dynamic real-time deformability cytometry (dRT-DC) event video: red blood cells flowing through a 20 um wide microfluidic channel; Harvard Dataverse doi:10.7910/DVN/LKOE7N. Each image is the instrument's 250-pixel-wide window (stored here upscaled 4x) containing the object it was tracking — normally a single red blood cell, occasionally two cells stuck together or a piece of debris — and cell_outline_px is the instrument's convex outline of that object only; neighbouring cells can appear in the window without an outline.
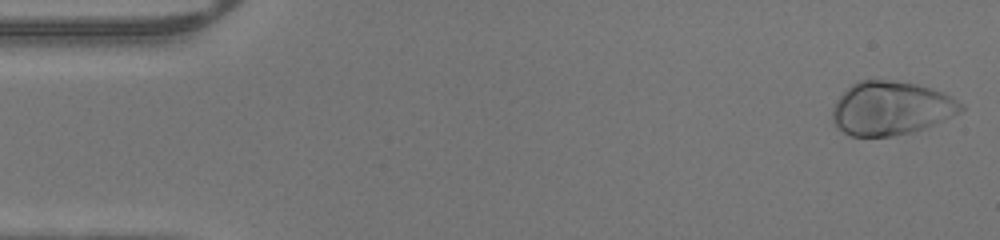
{"species": "human", "species_latin": "Homo sapiens", "temperature_condition": "warm", "stored_images_in_passage": 47, "camera_frame_rate_fps": 3000, "um_per_image_px": 0.085, "donor": {"sex": "male"}, "frame": {"image": 1, "passage_image": 1, "time_ms": 0.0, "image_size_px": [1000, 240], "cell_outline_px": [[964, 108], [960, 112], [952, 116], [924, 128], [912, 132], [892, 136], [848, 136], [836, 128], [832, 120], [832, 108], [836, 100], [852, 84], [860, 80], [892, 80], [916, 84], [932, 88], [952, 96], [964, 104]], "centroid_in_image_um": [75.72, 9.2], "position_along_channel_um": 9.3, "area_um2": 40.34}}
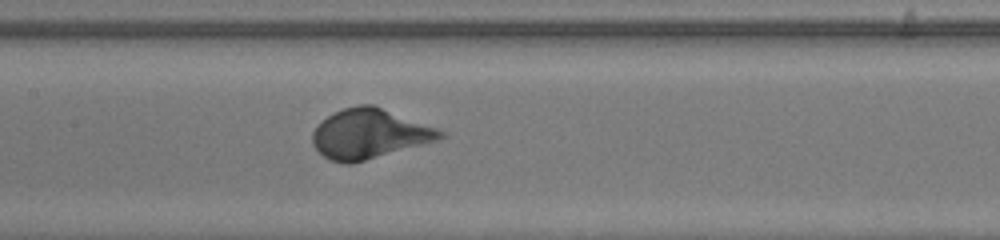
{"frame": {"image": 2, "passage_image": 22, "time_ms": 7.0, "image_size_px": [1000, 240], "cell_outline_px": [[444, 136], [440, 140], [352, 164], [344, 164], [328, 160], [312, 144], [312, 132], [316, 124], [328, 116], [344, 108], [360, 104], [372, 104], [436, 128], [444, 132]], "centroid_in_image_um": [31.37, 11.39], "position_along_channel_um": 176.0, "area_um2": 36.93}}
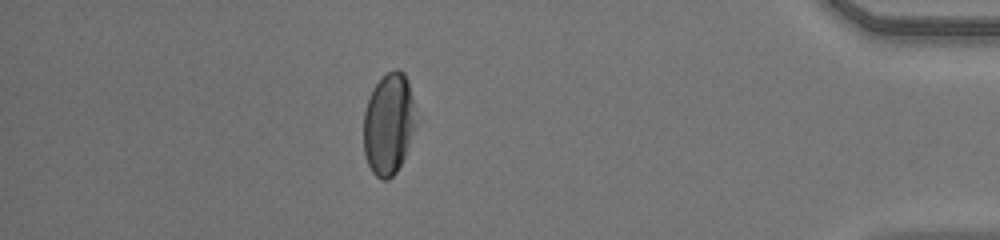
{"frame": {"image": 3, "passage_image": 41, "time_ms": 13.333, "image_size_px": [1000, 240], "cell_outline_px": [[416, 124], [404, 160], [396, 172], [388, 180], [380, 180], [372, 172], [368, 164], [364, 152], [364, 112], [368, 100], [376, 84], [388, 72], [396, 68], [404, 72], [408, 80], [412, 100]], "centroid_in_image_um": [33.04, 10.58], "position_along_channel_um": 402.2, "area_um2": 30.81}}